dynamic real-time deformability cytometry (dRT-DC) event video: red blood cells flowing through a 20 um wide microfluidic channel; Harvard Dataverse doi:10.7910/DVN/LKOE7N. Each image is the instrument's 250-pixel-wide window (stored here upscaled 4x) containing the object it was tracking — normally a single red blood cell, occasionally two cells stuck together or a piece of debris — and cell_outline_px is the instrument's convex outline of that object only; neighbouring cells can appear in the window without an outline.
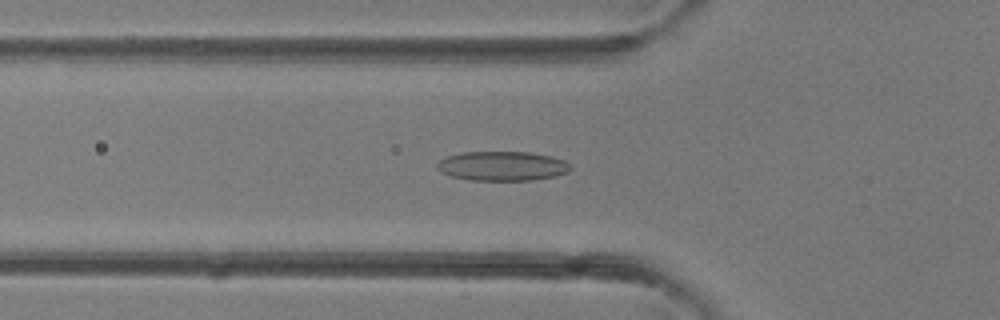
{"species": "common noctule bat (a hibernating species)", "species_latin": "Nyctalus noctula", "temperature_condition": "room temperature", "stored_images_in_passage": 41, "camera_frame_rate_fps": 3000, "um_per_image_px": 0.085, "animal": {"sex": "female"}, "frame": {"image": 1, "passage_image": 14, "time_ms": 4.333, "image_size_px": [1000, 320], "cell_outline_px": [[572, 168], [568, 172], [556, 176], [532, 180], [472, 180], [452, 176], [440, 172], [436, 168], [436, 164], [444, 156], [464, 152], [528, 152], [552, 156], [564, 160], [572, 164]], "centroid_in_image_um": [42.71, 14.11], "position_along_channel_um": 83.1, "area_um2": 23.06}}
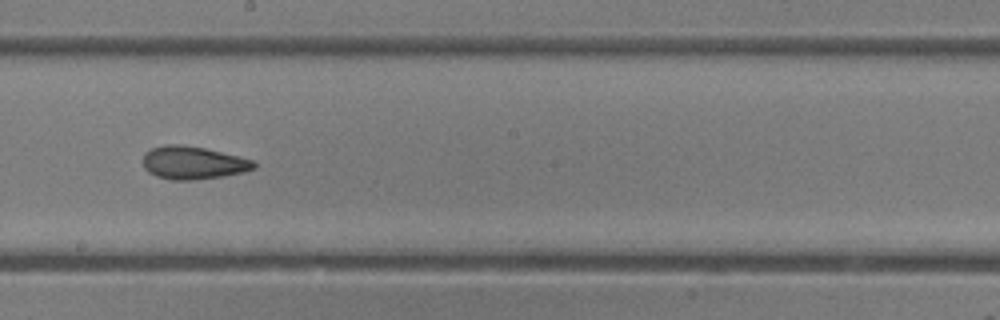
{"frame": {"image": 2, "passage_image": 23, "time_ms": 7.333, "image_size_px": [1000, 320], "cell_outline_px": [[256, 168], [244, 172], [224, 176], [192, 180], [172, 180], [156, 176], [148, 172], [144, 168], [144, 152], [152, 148], [164, 144], [180, 144], [204, 148], [252, 160], [256, 164]], "centroid_in_image_um": [16.38, 13.84], "position_along_channel_um": 231.8, "area_um2": 21.21}}
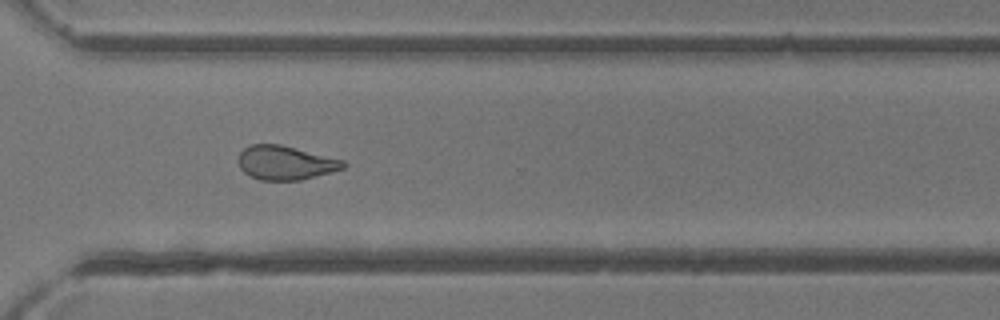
{"frame": {"image": 3, "passage_image": 30, "time_ms": 9.667, "image_size_px": [1000, 320], "cell_outline_px": [[348, 164], [344, 168], [300, 180], [260, 180], [244, 172], [240, 168], [240, 152], [244, 148], [252, 144], [280, 144], [344, 160]], "centroid_in_image_um": [24.28, 13.83], "position_along_channel_um": 346.3, "area_um2": 20.52}}